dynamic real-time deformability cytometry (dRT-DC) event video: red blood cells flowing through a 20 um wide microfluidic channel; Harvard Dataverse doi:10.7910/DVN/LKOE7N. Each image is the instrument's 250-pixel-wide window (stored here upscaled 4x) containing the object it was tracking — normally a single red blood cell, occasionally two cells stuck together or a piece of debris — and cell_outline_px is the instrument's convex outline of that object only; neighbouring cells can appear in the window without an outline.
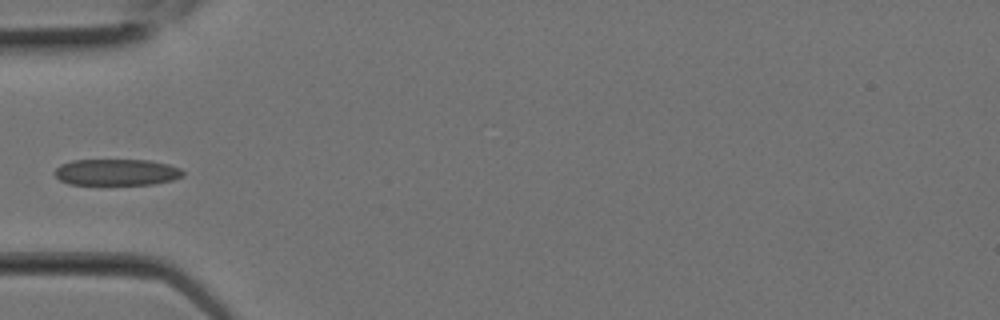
{"species": "Egyptian fruit bat (a non-hibernating species)", "species_latin": "Rousettus aegyptiacus", "temperature_condition": "room temperature", "stored_images_in_passage": 3, "camera_frame_rate_fps": 3000, "um_per_image_px": 0.085, "animal": {"sex": "female"}, "frame": {"image": 1, "passage_image": 3, "time_ms": 0.667, "image_size_px": [1000, 320], "cell_outline_px": [[184, 176], [172, 180], [152, 184], [68, 184], [60, 180], [52, 172], [60, 164], [72, 160], [148, 160], [168, 164], [180, 168], [184, 172]], "centroid_in_image_um": [9.89, 14.63], "position_along_channel_um": 75.1, "area_um2": 19.77}}